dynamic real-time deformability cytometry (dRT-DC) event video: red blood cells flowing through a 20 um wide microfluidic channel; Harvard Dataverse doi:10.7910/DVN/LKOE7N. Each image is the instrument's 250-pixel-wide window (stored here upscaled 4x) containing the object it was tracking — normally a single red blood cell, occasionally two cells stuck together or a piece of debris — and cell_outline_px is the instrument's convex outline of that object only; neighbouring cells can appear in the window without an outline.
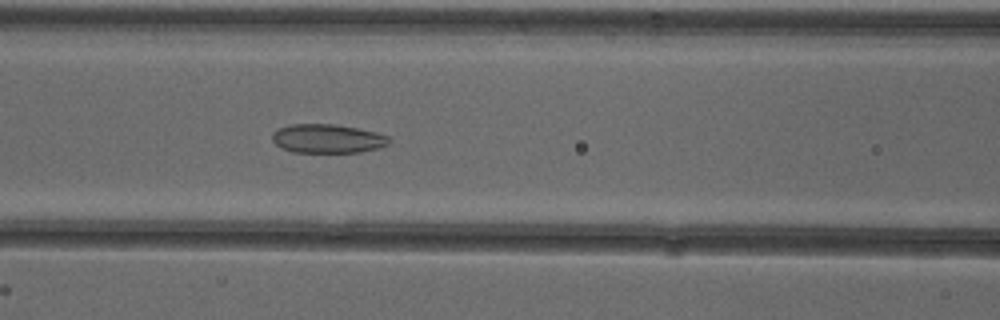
{"species": "common noctule bat (a hibernating species)", "species_latin": "Nyctalus noctula", "temperature_condition": "cold", "stored_images_in_passage": 41, "camera_frame_rate_fps": 3000, "um_per_image_px": 0.085, "animal": {"sex": "female"}, "frame": {"image": 1, "passage_image": 23, "time_ms": 7.333, "image_size_px": [1000, 320], "cell_outline_px": [[392, 140], [388, 144], [380, 148], [360, 152], [292, 152], [280, 148], [272, 140], [272, 132], [276, 128], [292, 124], [332, 124], [356, 128], [376, 132], [388, 136]], "centroid_in_image_um": [27.82, 11.78], "position_along_channel_um": 138.8, "area_um2": 19.83}}
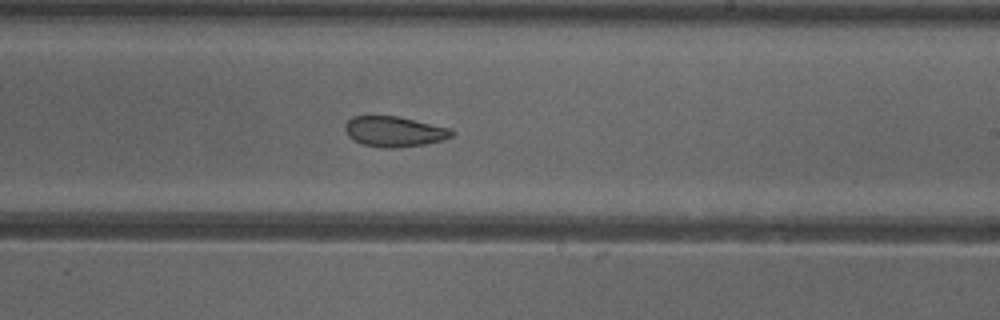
{"frame": {"image": 2, "passage_image": 32, "time_ms": 10.333, "image_size_px": [1000, 320], "cell_outline_px": [[456, 132], [452, 136], [444, 140], [424, 144], [396, 148], [384, 148], [364, 144], [348, 136], [344, 128], [344, 124], [352, 116], [396, 116], [448, 128]], "centroid_in_image_um": [33.5, 11.18], "position_along_channel_um": 255.5, "area_um2": 18.67}}
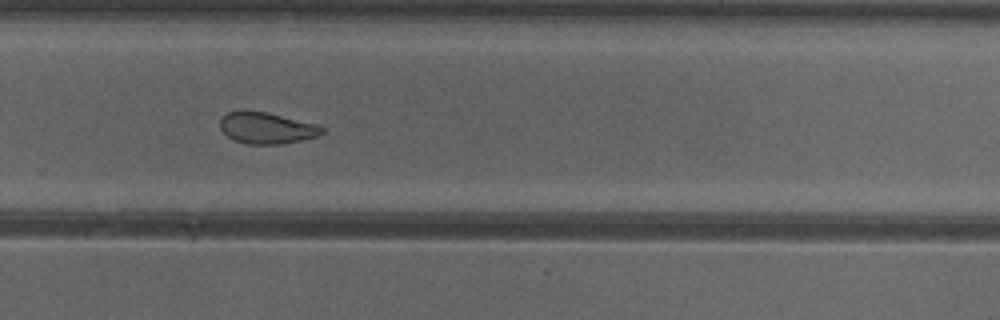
{"frame": {"image": 3, "passage_image": 36, "time_ms": 11.667, "image_size_px": [1000, 320], "cell_outline_px": [[324, 132], [316, 136], [300, 140], [280, 144], [248, 144], [236, 140], [228, 136], [220, 128], [220, 120], [228, 112], [268, 112], [320, 124], [324, 128]], "centroid_in_image_um": [22.73, 10.88], "position_along_channel_um": 307.1, "area_um2": 18.38}, "authors_computed_cell_mechanics": {"area_um2": 21.1548, "velocity_mm_per_s": 3.8998, "shape_relaxation_time_tau1_ms": null, "shape_relaxation_time_tau2_ms": 1.4231, "deformation_change_tau1": null, "deformation_change_tau2": 0.0622}}